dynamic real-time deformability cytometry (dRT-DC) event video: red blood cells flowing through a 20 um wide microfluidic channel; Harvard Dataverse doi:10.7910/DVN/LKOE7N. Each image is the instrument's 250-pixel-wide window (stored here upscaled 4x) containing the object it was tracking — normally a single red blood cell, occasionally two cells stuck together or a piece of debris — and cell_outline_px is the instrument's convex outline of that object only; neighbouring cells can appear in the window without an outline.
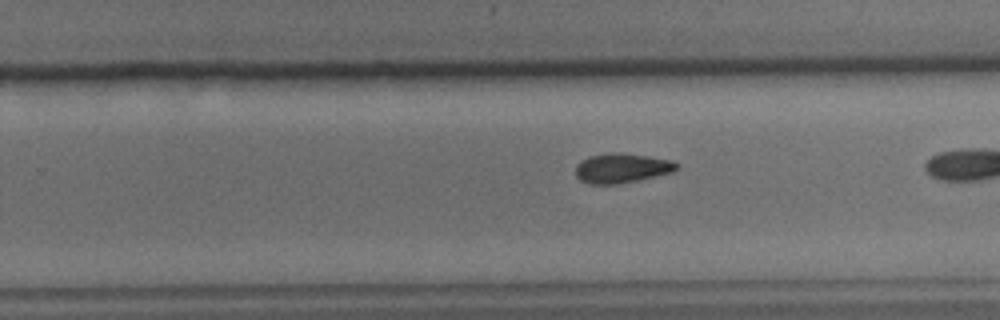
{"species": "common noctule bat (a hibernating species)", "species_latin": "Nyctalus noctula", "temperature_condition": "cold", "stored_images_in_passage": 36, "segment_of_instrument_passage": [2, 2], "camera_frame_rate_fps": 3000, "um_per_image_px": 0.085, "animal": {"sex": "male", "body_mass_g": 15.6}, "frame": {"image": 1, "passage_image": 33, "time_ms": 10.667, "image_size_px": [1000, 320], "cell_outline_px": [[680, 168], [672, 172], [636, 180], [616, 184], [588, 184], [580, 180], [576, 176], [576, 164], [580, 160], [588, 156], [612, 152], [616, 152], [648, 156], [672, 160], [680, 164]], "centroid_in_image_um": [52.84, 14.28], "position_along_channel_um": 277.0, "area_um2": 17.51}}